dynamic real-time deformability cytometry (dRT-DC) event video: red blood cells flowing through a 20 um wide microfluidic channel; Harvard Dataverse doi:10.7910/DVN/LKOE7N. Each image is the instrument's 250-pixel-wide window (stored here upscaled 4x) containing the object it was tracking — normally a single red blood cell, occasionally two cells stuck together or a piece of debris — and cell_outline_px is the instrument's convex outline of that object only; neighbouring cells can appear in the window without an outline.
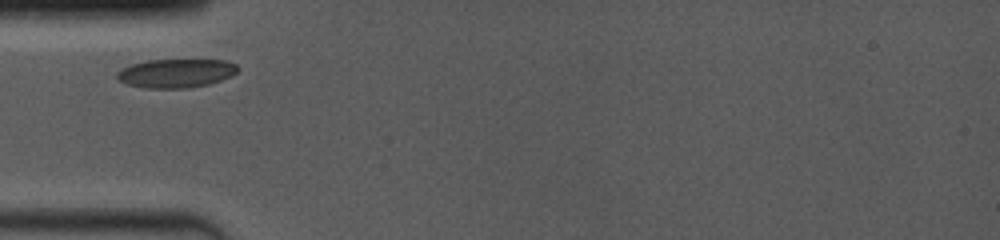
{"species": "common noctule bat (a hibernating species)", "species_latin": "Nyctalus noctula", "temperature_condition": "room temperature", "stored_images_in_passage": 2, "camera_frame_rate_fps": 4000, "um_per_image_px": 0.085, "animal": {"sex": "female", "body_mass_g": 19.0, "forearm_length_mm": 53.3}, "frame": {"image": 1, "passage_image": 1, "time_ms": 0.0, "image_size_px": [1000, 240], "cell_outline_px": [[240, 68], [232, 76], [208, 84], [188, 88], [144, 88], [128, 84], [120, 80], [116, 76], [116, 72], [120, 68], [132, 64], [148, 60], [228, 60], [236, 64]], "centroid_in_image_um": [14.97, 6.22], "position_along_channel_um": 70.0, "area_um2": 20.29}}